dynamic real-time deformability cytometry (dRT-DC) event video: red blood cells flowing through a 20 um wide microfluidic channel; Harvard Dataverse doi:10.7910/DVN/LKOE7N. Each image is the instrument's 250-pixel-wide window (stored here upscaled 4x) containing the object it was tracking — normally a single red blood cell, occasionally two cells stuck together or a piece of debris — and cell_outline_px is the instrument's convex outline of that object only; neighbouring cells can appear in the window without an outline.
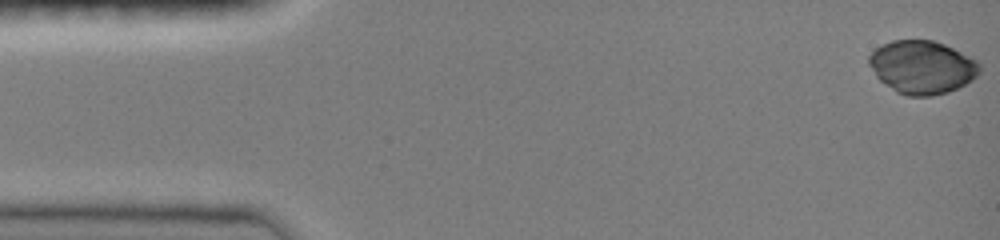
{"species": "common noctule bat (a hibernating species)", "species_latin": "Nyctalus noctula", "temperature_condition": "room temperature", "stored_images_in_passage": 43, "camera_frame_rate_fps": 3000, "um_per_image_px": 0.085, "animal": {"sex": "female", "body_mass_g": 19.0, "forearm_length_mm": 51.5}, "frame": {"image": 1, "passage_image": 1, "time_ms": 0.0, "image_size_px": [1000, 240], "cell_outline_px": [[980, 72], [972, 80], [948, 92], [932, 96], [908, 96], [896, 92], [880, 80], [876, 76], [868, 64], [868, 56], [876, 48], [892, 40], [932, 40], [944, 44], [976, 60], [980, 64]], "centroid_in_image_um": [78.36, 5.71], "position_along_channel_um": 6.6, "area_um2": 34.1}}